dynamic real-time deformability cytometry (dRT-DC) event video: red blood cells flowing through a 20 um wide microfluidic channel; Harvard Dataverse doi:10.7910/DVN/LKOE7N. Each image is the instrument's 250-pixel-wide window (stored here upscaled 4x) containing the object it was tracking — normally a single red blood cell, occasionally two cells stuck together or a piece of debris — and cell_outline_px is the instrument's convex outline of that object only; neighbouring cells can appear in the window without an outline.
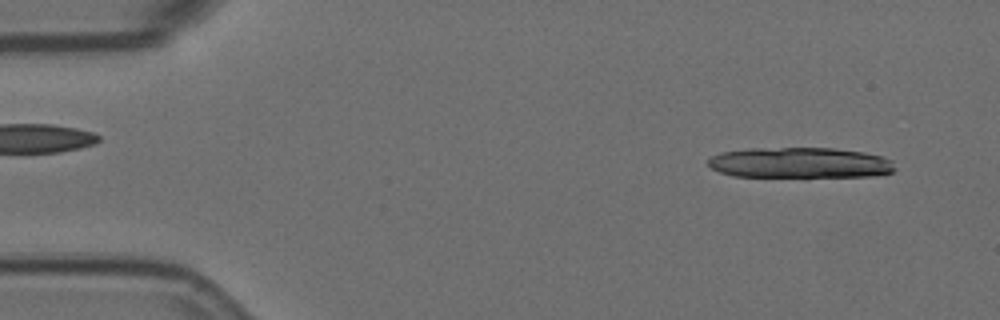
{"species": "Egyptian fruit bat (a non-hibernating species)", "species_latin": "Rousettus aegyptiacus", "temperature_condition": "room temperature", "stored_images_in_passage": 5, "camera_frame_rate_fps": 3000, "um_per_image_px": 0.085, "animal": {"sex": "female"}, "frame": {"image": 1, "passage_image": 1, "time_ms": 0.0, "image_size_px": [1000, 320], "cell_outline_px": [[896, 168], [892, 172], [872, 176], [732, 176], [720, 172], [712, 168], [708, 164], [708, 160], [712, 156], [720, 152], [748, 148], [832, 148], [864, 152], [884, 156], [892, 160]], "centroid_in_image_um": [68.01, 13.82], "position_along_channel_um": 17.0, "area_um2": 33.35}}